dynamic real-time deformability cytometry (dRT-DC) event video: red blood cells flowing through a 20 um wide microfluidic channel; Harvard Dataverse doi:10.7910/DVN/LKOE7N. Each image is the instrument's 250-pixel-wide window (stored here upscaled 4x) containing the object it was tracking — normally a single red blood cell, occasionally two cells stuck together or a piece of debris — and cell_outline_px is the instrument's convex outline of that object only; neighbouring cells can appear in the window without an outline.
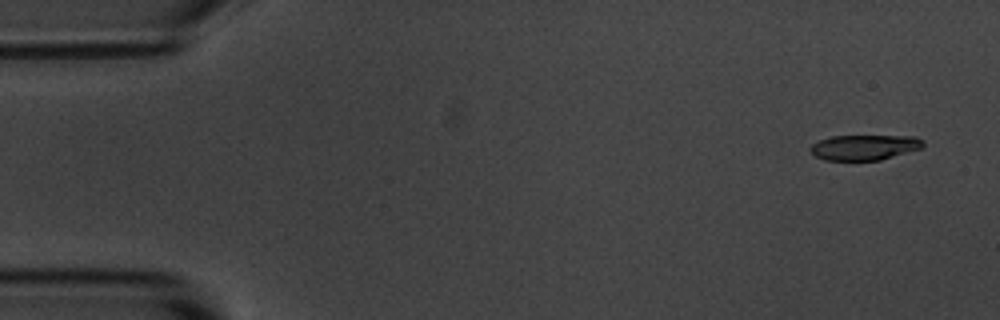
{"species": "common noctule bat (a hibernating species)", "species_latin": "Nyctalus noctula", "temperature_condition": "room temperature", "stored_images_in_passage": 54, "camera_frame_rate_fps": 3000, "um_per_image_px": 0.085, "animal": {"sex": "male", "body_mass_g": 20.1, "forearm_length_mm": 53.5}, "frame": {"image": 1, "passage_image": 1, "time_ms": 0.0, "image_size_px": [1000, 320], "cell_outline_px": [[924, 144], [920, 148], [880, 160], [824, 160], [816, 156], [808, 148], [812, 144], [820, 140], [832, 136], [916, 136], [924, 140]], "centroid_in_image_um": [73.47, 12.52], "position_along_channel_um": 11.5, "area_um2": 16.47}}
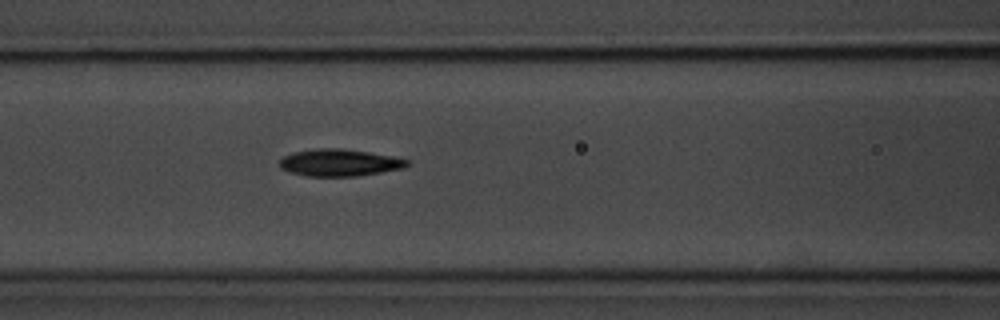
{"frame": {"image": 2, "passage_image": 21, "time_ms": 6.667, "image_size_px": [1000, 320], "cell_outline_px": [[412, 164], [404, 168], [356, 176], [308, 176], [292, 172], [280, 168], [280, 160], [284, 156], [296, 152], [316, 148], [344, 148], [392, 156], [408, 160]], "centroid_in_image_um": [28.89, 13.82], "position_along_channel_um": 137.7, "area_um2": 19.94}}
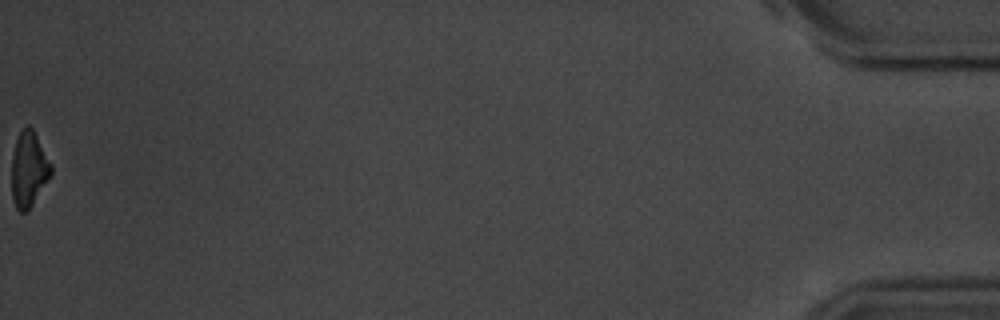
{"frame": {"image": 3, "passage_image": 54, "time_ms": 17.667, "image_size_px": [1000, 320], "cell_outline_px": [[52, 172], [28, 212], [20, 212], [16, 208], [12, 200], [12, 156], [16, 140], [20, 132], [28, 124], [32, 128], [52, 164]], "centroid_in_image_um": [2.44, 14.41], "position_along_channel_um": 432.8, "area_um2": 17.17}, "authors_computed_cell_mechanics": {"area_um2": 19.3052, "velocity_mm_per_s": 3.608, "shape_relaxation_time_tau1_ms": 2.3355, "shape_relaxation_time_tau2_ms": 6.1173, "deformation_change_tau1": 0.1237, "deformation_change_tau2": 0.1415}}